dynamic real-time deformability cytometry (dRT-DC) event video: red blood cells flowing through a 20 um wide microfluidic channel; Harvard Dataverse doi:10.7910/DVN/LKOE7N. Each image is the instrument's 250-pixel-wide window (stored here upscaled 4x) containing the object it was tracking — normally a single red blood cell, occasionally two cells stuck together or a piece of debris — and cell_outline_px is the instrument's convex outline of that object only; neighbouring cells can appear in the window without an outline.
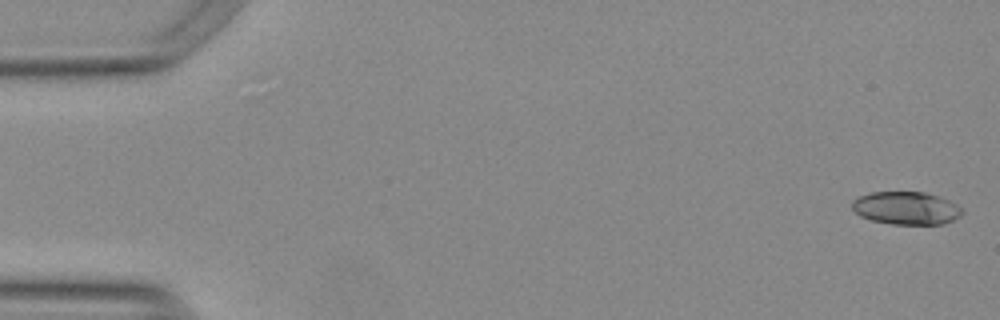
{"species": "Egyptian fruit bat (a non-hibernating species)", "species_latin": "Rousettus aegyptiacus", "temperature_condition": "warm", "stored_images_in_passage": 55, "camera_frame_rate_fps": 3000, "um_per_image_px": 0.085, "animal": {"sex": "female"}, "frame": {"image": 1, "passage_image": 1, "time_ms": 0.0, "image_size_px": [1000, 320], "cell_outline_px": [[964, 212], [960, 216], [944, 224], [892, 224], [872, 220], [860, 216], [852, 208], [852, 200], [868, 192], [924, 192], [948, 200], [956, 204]], "centroid_in_image_um": [77.01, 17.69], "position_along_channel_um": 8.0, "area_um2": 20.98}}
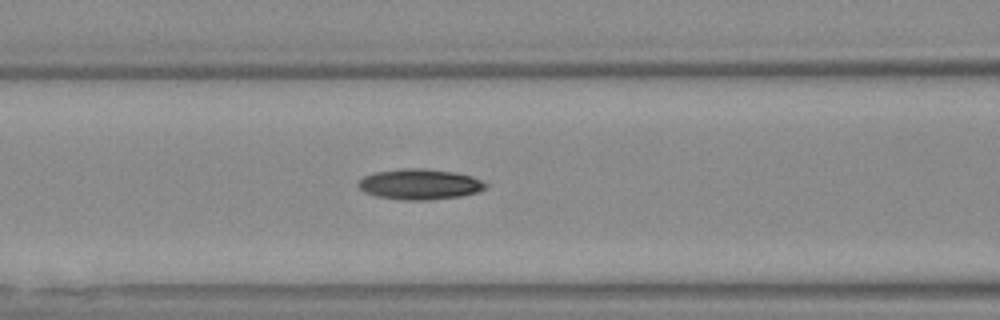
{"frame": {"image": 2, "passage_image": 22, "time_ms": 7.0, "image_size_px": [1000, 320], "cell_outline_px": [[488, 184], [484, 188], [476, 192], [460, 196], [428, 200], [400, 200], [376, 196], [364, 192], [356, 184], [364, 176], [372, 172], [404, 168], [424, 168], [456, 172], [472, 176]], "centroid_in_image_um": [35.64, 15.65], "position_along_channel_um": 131.0, "area_um2": 22.77}}
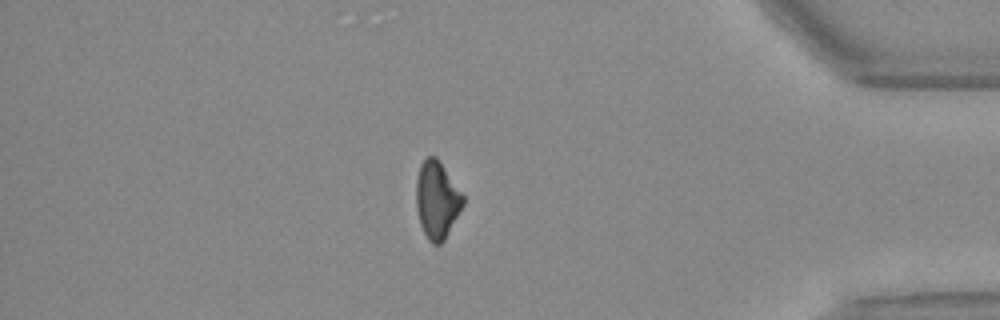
{"frame": {"image": 3, "passage_image": 46, "time_ms": 15.0, "image_size_px": [1000, 320], "cell_outline_px": [[464, 204], [444, 240], [440, 244], [432, 244], [428, 240], [420, 224], [416, 208], [416, 180], [420, 164], [428, 156], [436, 156], [464, 196]], "centroid_in_image_um": [37.12, 16.99], "position_along_channel_um": 398.1, "area_um2": 20.98}}